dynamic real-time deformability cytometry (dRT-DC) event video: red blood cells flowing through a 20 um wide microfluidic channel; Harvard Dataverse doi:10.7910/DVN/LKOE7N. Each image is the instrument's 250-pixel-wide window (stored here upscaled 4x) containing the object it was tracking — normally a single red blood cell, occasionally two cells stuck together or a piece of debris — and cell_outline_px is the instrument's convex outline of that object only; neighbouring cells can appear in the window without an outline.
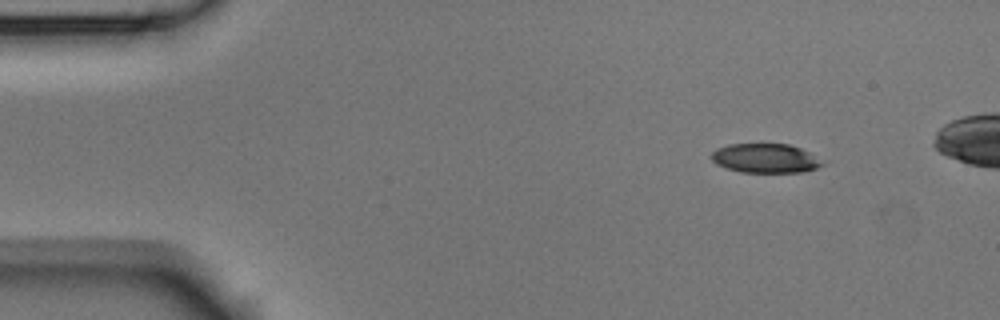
{"species": "Egyptian fruit bat (a non-hibernating species)", "species_latin": "Rousettus aegyptiacus", "temperature_condition": "room temperature", "stored_images_in_passage": 5, "camera_frame_rate_fps": 3000, "um_per_image_px": 0.085, "animal": {"sex": "male"}, "frame": {"image": 1, "passage_image": 1, "time_ms": 0.0, "image_size_px": [1000, 320], "cell_outline_px": [[828, 160], [824, 164], [816, 168], [804, 172], [740, 172], [716, 164], [712, 160], [712, 152], [716, 148], [728, 144], [788, 144], [800, 148]], "centroid_in_image_um": [65.12, 13.45], "position_along_channel_um": 19.9, "area_um2": 19.13}}
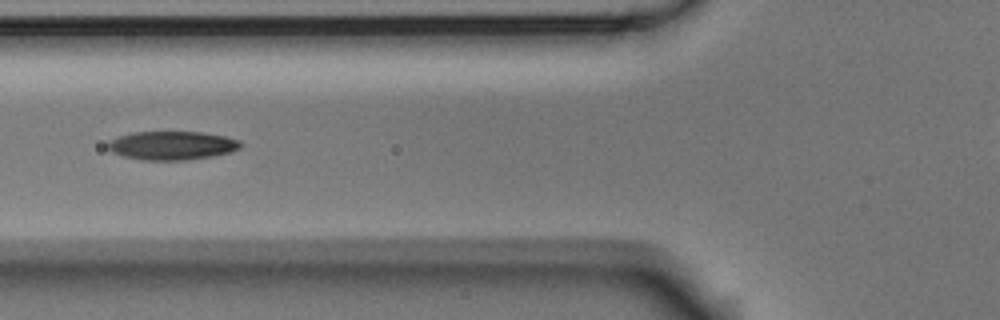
{"frame": {"image": 2, "passage_image": 5, "time_ms": 1.333, "image_size_px": [1000, 320], "cell_outline_px": [[244, 144], [240, 148], [232, 152], [212, 156], [184, 160], [144, 160], [124, 156], [112, 152], [108, 148], [108, 140], [132, 132], [204, 132], [224, 136], [240, 140]], "centroid_in_image_um": [14.66, 12.36], "position_along_channel_um": 111.1, "area_um2": 22.2}}